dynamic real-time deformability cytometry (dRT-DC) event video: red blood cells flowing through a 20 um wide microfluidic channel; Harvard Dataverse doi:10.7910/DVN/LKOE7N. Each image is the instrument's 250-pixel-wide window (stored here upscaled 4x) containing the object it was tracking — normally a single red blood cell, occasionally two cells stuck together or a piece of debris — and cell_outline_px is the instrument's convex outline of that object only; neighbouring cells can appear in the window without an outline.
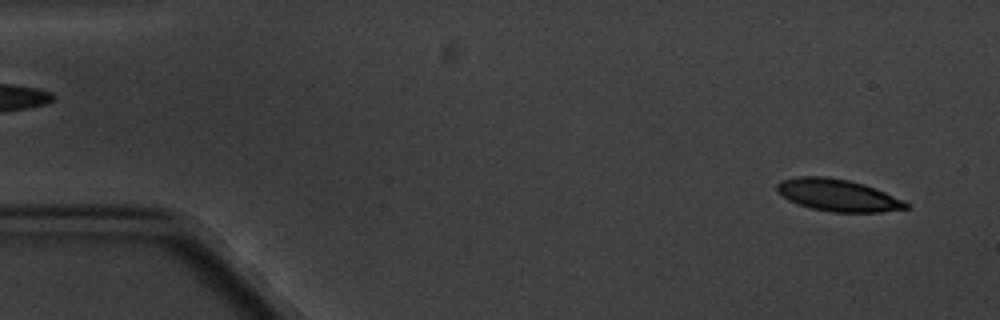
{"species": "common noctule bat (a hibernating species)", "species_latin": "Nyctalus noctula", "temperature_condition": "cold", "stored_images_in_passage": 5, "segment_of_instrument_passage": [2, 2], "camera_frame_rate_fps": 3000, "um_per_image_px": 0.085, "animal": {"sex": "male", "body_mass_g": 20.1, "forearm_length_mm": 53.5}, "frame": {"image": 1, "passage_image": 5, "time_ms": 5.333, "image_size_px": [1000, 320], "cell_outline_px": [[908, 208], [880, 212], [832, 212], [812, 208], [796, 204], [788, 200], [776, 192], [776, 184], [780, 180], [796, 176], [824, 176], [848, 180], [864, 184], [904, 200], [908, 204]], "centroid_in_image_um": [71.15, 16.58], "position_along_channel_um": 13.8, "area_um2": 24.16}}